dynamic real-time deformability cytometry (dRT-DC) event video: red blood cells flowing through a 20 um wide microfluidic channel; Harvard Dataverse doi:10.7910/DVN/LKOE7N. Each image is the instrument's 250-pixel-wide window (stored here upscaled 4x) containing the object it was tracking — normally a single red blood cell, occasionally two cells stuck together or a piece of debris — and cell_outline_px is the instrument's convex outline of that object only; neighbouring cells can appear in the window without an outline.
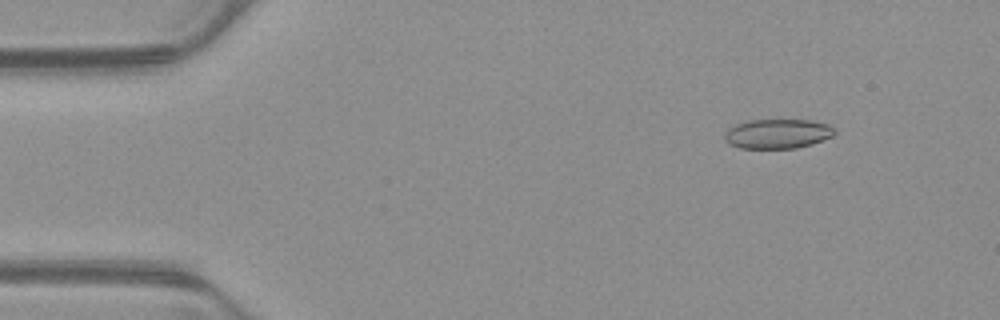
{"species": "common noctule bat (a hibernating species)", "species_latin": "Nyctalus noctula", "temperature_condition": "warm", "stored_images_in_passage": 49, "camera_frame_rate_fps": 3000, "um_per_image_px": 0.085, "animal": {"sex": "male", "body_mass_g": 23.1, "forearm_length_mm": 52.7}, "frame": {"image": 1, "passage_image": 2, "time_ms": 0.333, "image_size_px": [1000, 320], "cell_outline_px": [[836, 132], [832, 136], [812, 144], [796, 148], [740, 148], [724, 140], [724, 132], [728, 128], [736, 124], [748, 120], [808, 120], [828, 124], [836, 128]], "centroid_in_image_um": [66.09, 11.36], "position_along_channel_um": 18.9, "area_um2": 18.96}}
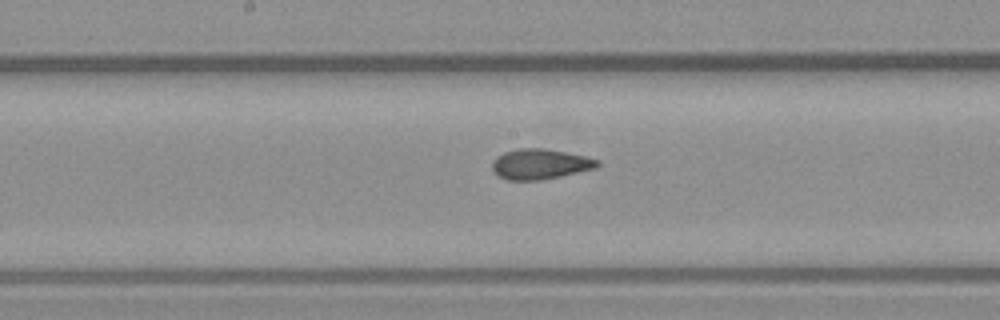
{"frame": {"image": 2, "passage_image": 23, "time_ms": 7.333, "image_size_px": [1000, 320], "cell_outline_px": [[600, 164], [596, 168], [560, 176], [540, 180], [508, 180], [496, 176], [492, 172], [492, 164], [504, 152], [520, 148], [544, 148], [584, 156], [600, 160]], "centroid_in_image_um": [45.9, 13.96], "position_along_channel_um": 202.3, "area_um2": 18.44}}
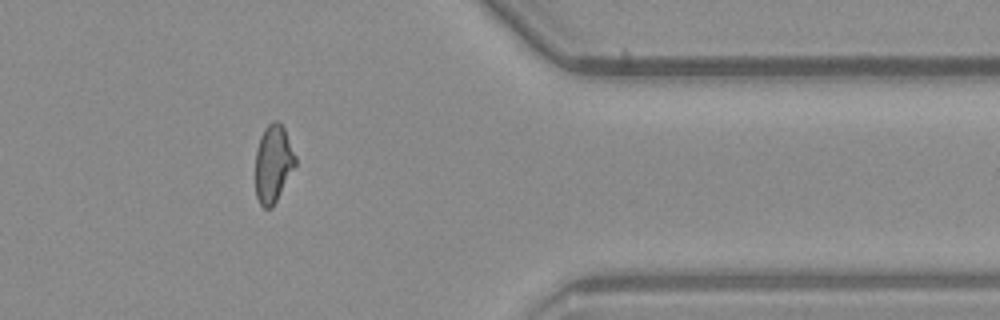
{"frame": {"image": 3, "passage_image": 39, "time_ms": 12.667, "image_size_px": [1000, 320], "cell_outline_px": [[296, 164], [272, 208], [264, 208], [260, 204], [256, 196], [256, 148], [260, 136], [264, 128], [272, 120], [280, 120], [284, 128], [296, 156]], "centroid_in_image_um": [23.22, 13.87], "position_along_channel_um": 388.2, "area_um2": 18.09}, "authors_computed_cell_mechanics": {"area_um2": 18.6116, "velocity_mm_per_s": 3.8973, "shape_relaxation_time_tau1_ms": null, "shape_relaxation_time_tau2_ms": 1.6618, "deformation_change_tau1": null, "deformation_change_tau2": 0.0907}}